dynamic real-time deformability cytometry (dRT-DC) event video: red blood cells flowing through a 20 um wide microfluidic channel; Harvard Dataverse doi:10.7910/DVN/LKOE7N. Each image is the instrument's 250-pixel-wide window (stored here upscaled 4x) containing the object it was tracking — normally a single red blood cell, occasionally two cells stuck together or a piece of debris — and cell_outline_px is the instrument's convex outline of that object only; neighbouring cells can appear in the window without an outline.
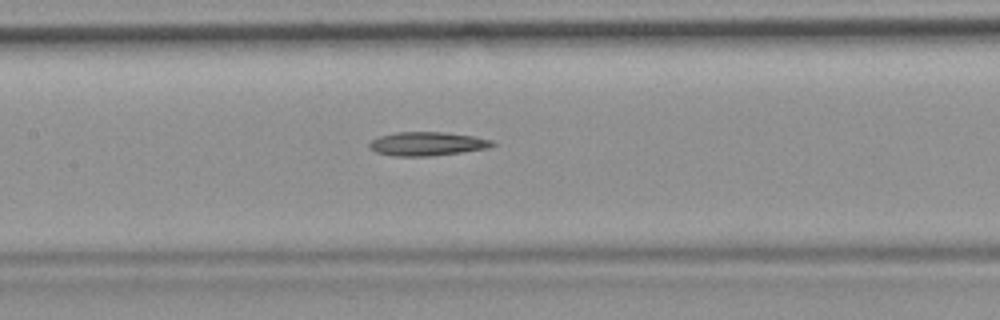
{"species": "common noctule bat (a hibernating species)", "species_latin": "Nyctalus noctula", "temperature_condition": "room temperature", "stored_images_in_passage": 48, "camera_frame_rate_fps": 3000, "um_per_image_px": 0.085, "animal": {"sex": "female", "body_mass_g": 19.9}, "frame": {"image": 1, "passage_image": 21, "time_ms": 6.667, "image_size_px": [1000, 320], "cell_outline_px": [[496, 144], [488, 148], [460, 152], [428, 156], [396, 156], [376, 152], [368, 148], [368, 144], [372, 140], [380, 136], [396, 132], [444, 132], [476, 136], [492, 140]], "centroid_in_image_um": [36.31, 12.21], "position_along_channel_um": 171.1, "area_um2": 16.99}}